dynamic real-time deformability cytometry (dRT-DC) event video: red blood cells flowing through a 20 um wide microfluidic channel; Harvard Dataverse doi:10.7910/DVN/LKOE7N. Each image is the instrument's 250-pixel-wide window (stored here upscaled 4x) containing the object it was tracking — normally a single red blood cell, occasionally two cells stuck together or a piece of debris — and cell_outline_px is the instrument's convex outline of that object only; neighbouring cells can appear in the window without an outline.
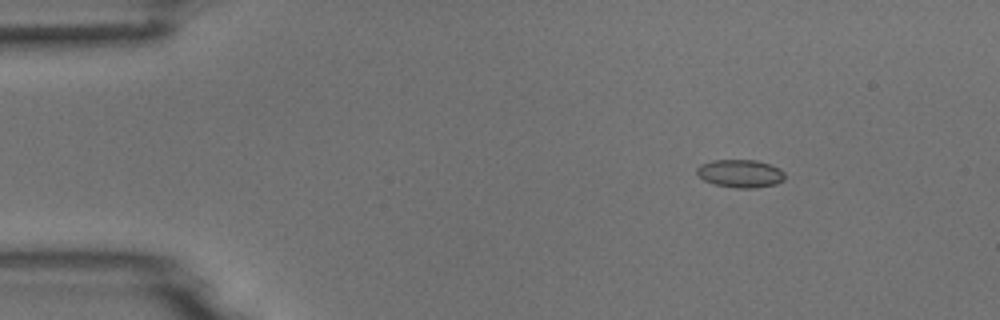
{"species": "common noctule bat (a hibernating species)", "species_latin": "Nyctalus noctula", "temperature_condition": "room temperature", "stored_images_in_passage": 5, "camera_frame_rate_fps": 3000, "um_per_image_px": 0.085, "animal": {"sex": "male", "body_mass_g": 18.8}, "frame": {"image": 1, "passage_image": 3, "time_ms": 2.333, "image_size_px": [1000, 320], "cell_outline_px": [[784, 180], [776, 184], [756, 188], [736, 188], [716, 184], [704, 180], [696, 172], [696, 168], [700, 164], [712, 160], [756, 160], [768, 164], [784, 172]], "centroid_in_image_um": [62.91, 14.75], "position_along_channel_um": 22.1, "area_um2": 14.22}}